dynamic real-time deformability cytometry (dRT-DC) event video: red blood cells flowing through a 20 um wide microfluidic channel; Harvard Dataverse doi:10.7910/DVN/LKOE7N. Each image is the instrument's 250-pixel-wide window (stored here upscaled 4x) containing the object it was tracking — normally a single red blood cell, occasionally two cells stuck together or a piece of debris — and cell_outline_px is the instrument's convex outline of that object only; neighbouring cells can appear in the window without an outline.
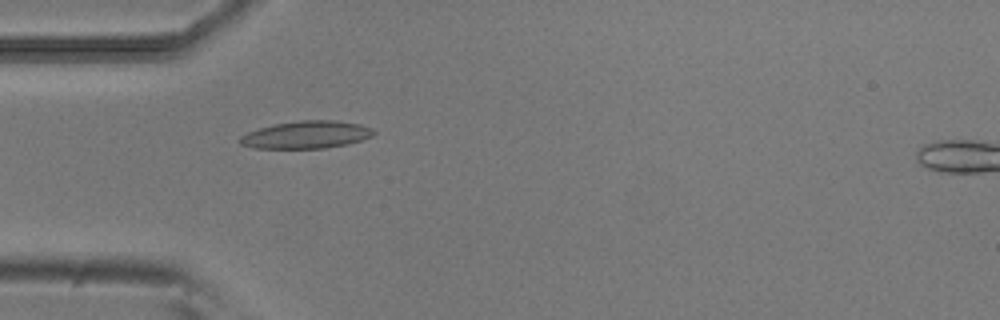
{"species": "common noctule bat (a hibernating species)", "species_latin": "Nyctalus noctula", "temperature_condition": "room temperature", "stored_images_in_passage": 38, "camera_frame_rate_fps": 3000, "um_per_image_px": 0.085, "animal": {"sex": "male", "body_mass_g": 20.5, "forearm_length_mm": 52.5}, "frame": {"image": 1, "passage_image": 1, "time_ms": 0.0, "image_size_px": [1000, 320], "cell_outline_px": [[376, 132], [372, 136], [348, 144], [324, 148], [252, 148], [240, 144], [236, 140], [240, 136], [248, 132], [272, 124], [300, 120], [336, 120], [360, 124], [372, 128]], "centroid_in_image_um": [26.01, 11.45], "position_along_channel_um": 59.0, "area_um2": 21.56}}
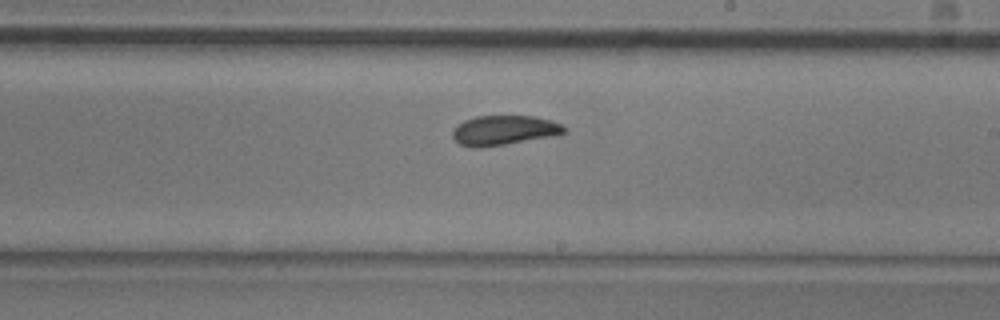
{"frame": {"image": 2, "passage_image": 16, "time_ms": 5.0, "image_size_px": [1000, 320], "cell_outline_px": [[568, 128], [564, 132], [548, 136], [504, 144], [476, 148], [472, 148], [460, 144], [452, 136], [452, 132], [464, 120], [476, 116], [536, 116], [552, 120]], "centroid_in_image_um": [42.82, 11.06], "position_along_channel_um": 246.2, "area_um2": 18.9}}
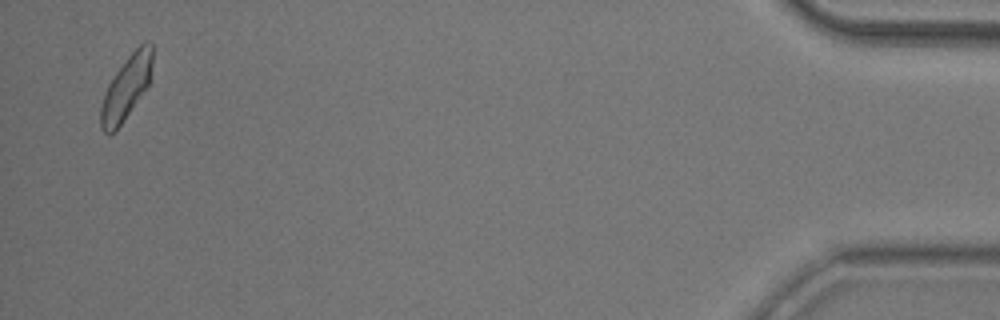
{"frame": {"image": 3, "passage_image": 37, "time_ms": 12.0, "image_size_px": [1000, 320], "cell_outline_px": [[152, 64], [148, 88], [120, 124], [108, 136], [100, 128], [100, 108], [108, 84], [116, 72], [128, 56], [144, 40], [152, 40]], "centroid_in_image_um": [10.75, 7.42], "position_along_channel_um": 424.4, "area_um2": 19.07}, "authors_computed_cell_mechanics": {"area_um2": 19.2474, "velocity_mm_per_s": 3.7679, "shape_relaxation_time_tau1_ms": 2.6003, "shape_relaxation_time_tau2_ms": 1.5173, "deformation_change_tau1": 0.1138, "deformation_change_tau2": 0.0582}}